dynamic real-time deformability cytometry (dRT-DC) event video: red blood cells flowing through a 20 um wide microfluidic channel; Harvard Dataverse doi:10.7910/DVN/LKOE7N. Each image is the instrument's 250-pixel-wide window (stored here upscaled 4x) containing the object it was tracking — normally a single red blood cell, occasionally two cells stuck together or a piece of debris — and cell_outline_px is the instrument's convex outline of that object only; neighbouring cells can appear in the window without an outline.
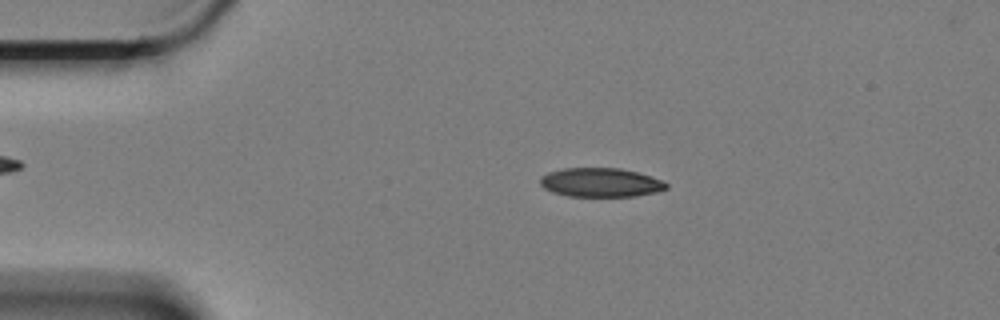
{"species": "Egyptian fruit bat (a non-hibernating species)", "species_latin": "Rousettus aegyptiacus", "temperature_condition": "cold", "stored_images_in_passage": 32, "camera_frame_rate_fps": 3000, "um_per_image_px": 0.085, "animal": {"sex": "female"}, "frame": {"image": 1, "passage_image": 7, "time_ms": 2.0, "image_size_px": [1000, 320], "cell_outline_px": [[668, 188], [656, 192], [636, 196], [568, 196], [552, 192], [544, 188], [540, 184], [540, 176], [548, 172], [564, 168], [620, 168], [652, 176], [668, 184]], "centroid_in_image_um": [51.04, 15.51], "position_along_channel_um": 34.0, "area_um2": 21.33}}
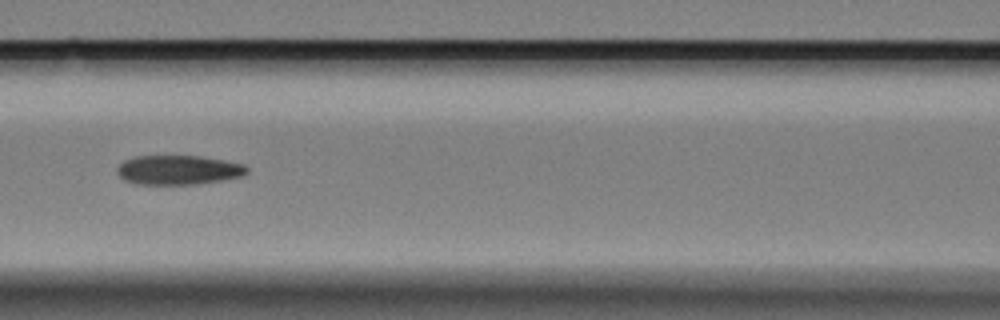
{"frame": {"image": 2, "passage_image": 21, "time_ms": 6.667, "image_size_px": [1000, 320], "cell_outline_px": [[248, 172], [244, 176], [224, 180], [200, 184], [136, 184], [124, 180], [116, 172], [116, 168], [124, 160], [136, 156], [196, 156], [224, 160], [244, 164], [248, 168]], "centroid_in_image_um": [15.18, 14.45], "position_along_channel_um": 151.4, "area_um2": 22.37}}
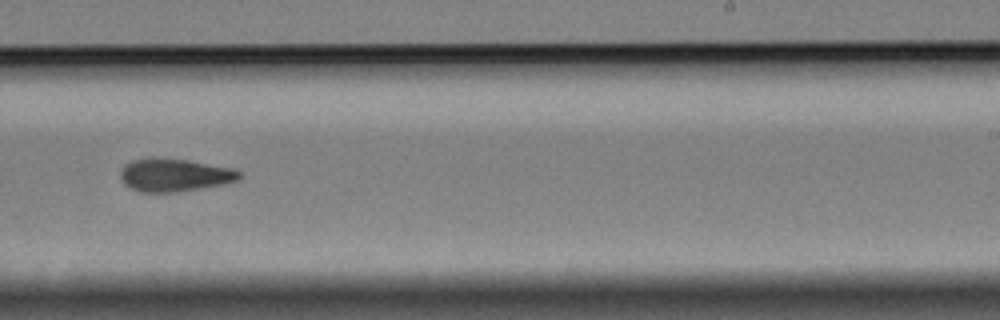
{"frame": {"image": 3, "passage_image": 32, "time_ms": 10.333, "image_size_px": [1000, 320], "cell_outline_px": [[240, 180], [224, 184], [176, 192], [140, 192], [124, 184], [120, 176], [120, 168], [124, 164], [132, 160], [148, 156], [156, 156], [188, 160], [236, 168], [240, 172]], "centroid_in_image_um": [14.81, 14.85], "position_along_channel_um": 274.2, "area_um2": 23.35}}